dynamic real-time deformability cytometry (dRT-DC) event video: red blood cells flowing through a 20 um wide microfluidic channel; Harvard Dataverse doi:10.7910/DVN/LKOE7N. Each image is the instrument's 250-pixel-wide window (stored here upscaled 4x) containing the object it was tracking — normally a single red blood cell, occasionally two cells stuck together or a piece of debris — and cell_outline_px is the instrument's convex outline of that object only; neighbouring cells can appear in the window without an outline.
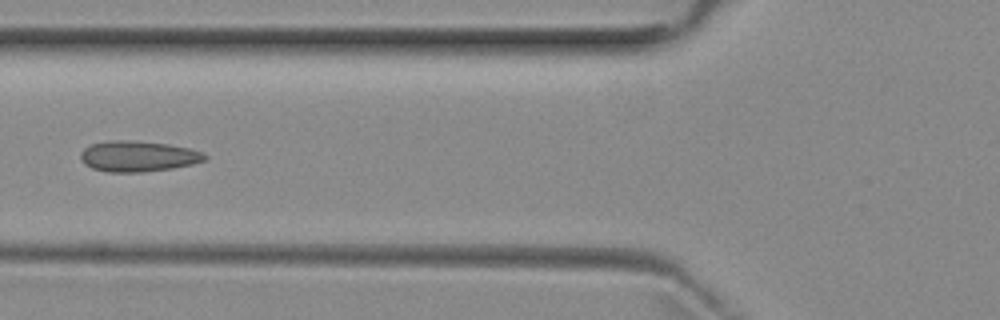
{"species": "common noctule bat (a hibernating species)", "species_latin": "Nyctalus noctula", "temperature_condition": "room temperature", "stored_images_in_passage": 5, "camera_frame_rate_fps": 3000, "um_per_image_px": 0.085, "animal": {"sex": "female", "body_mass_g": 29.2, "forearm_length_mm": 56.3}, "frame": {"image": 1, "passage_image": 5, "time_ms": 4.667, "image_size_px": [1000, 320], "cell_outline_px": [[208, 156], [204, 160], [192, 164], [172, 168], [144, 172], [108, 172], [92, 168], [84, 164], [80, 160], [80, 152], [84, 148], [92, 144], [116, 140], [124, 140], [168, 144], [188, 148], [204, 152]], "centroid_in_image_um": [11.72, 13.29], "position_along_channel_um": 114.1, "area_um2": 22.14}}